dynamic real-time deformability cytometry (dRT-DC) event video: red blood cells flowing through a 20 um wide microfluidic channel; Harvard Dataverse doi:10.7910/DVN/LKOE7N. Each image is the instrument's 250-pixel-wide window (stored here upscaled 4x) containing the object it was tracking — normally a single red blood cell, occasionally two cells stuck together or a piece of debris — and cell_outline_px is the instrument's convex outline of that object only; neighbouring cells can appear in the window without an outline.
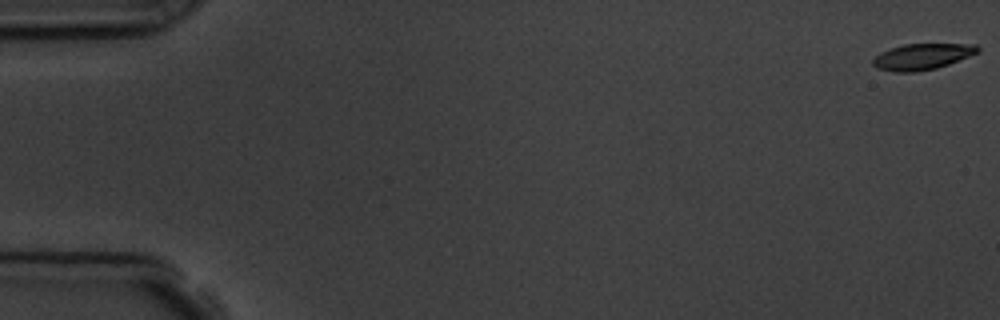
{"species": "common noctule bat (a hibernating species)", "species_latin": "Nyctalus noctula", "temperature_condition": "room temperature", "stored_images_in_passage": 5, "camera_frame_rate_fps": 3000, "um_per_image_px": 0.085, "animal": {"sex": "male", "body_mass_g": 19.5, "forearm_length_mm": 54.6}, "frame": {"image": 1, "passage_image": 1, "time_ms": 0.0, "image_size_px": [1000, 320], "cell_outline_px": [[980, 52], [948, 64], [936, 68], [916, 72], [896, 72], [876, 68], [872, 64], [872, 60], [880, 52], [904, 44], [976, 44], [980, 48]], "centroid_in_image_um": [78.39, 4.81], "position_along_channel_um": 6.6, "area_um2": 15.9}}
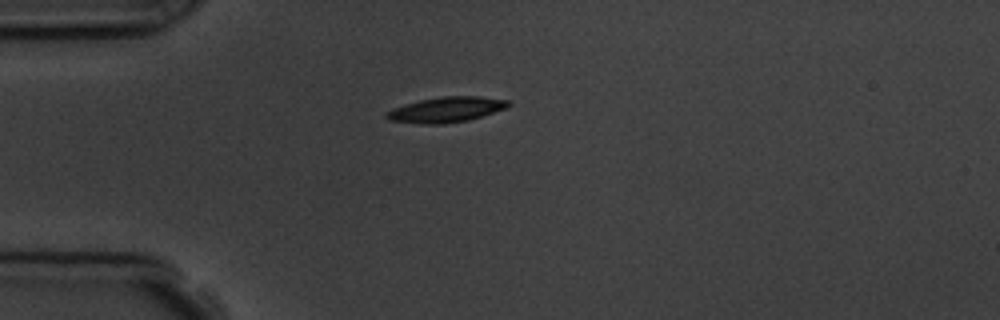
{"frame": {"image": 2, "passage_image": 5, "time_ms": 4.667, "image_size_px": [1000, 320], "cell_outline_px": [[512, 104], [508, 108], [468, 120], [444, 124], [420, 124], [388, 120], [384, 116], [384, 112], [392, 108], [404, 104], [420, 100], [444, 96], [480, 96], [508, 100]], "centroid_in_image_um": [37.91, 9.32], "position_along_channel_um": 47.1, "area_um2": 18.21}}